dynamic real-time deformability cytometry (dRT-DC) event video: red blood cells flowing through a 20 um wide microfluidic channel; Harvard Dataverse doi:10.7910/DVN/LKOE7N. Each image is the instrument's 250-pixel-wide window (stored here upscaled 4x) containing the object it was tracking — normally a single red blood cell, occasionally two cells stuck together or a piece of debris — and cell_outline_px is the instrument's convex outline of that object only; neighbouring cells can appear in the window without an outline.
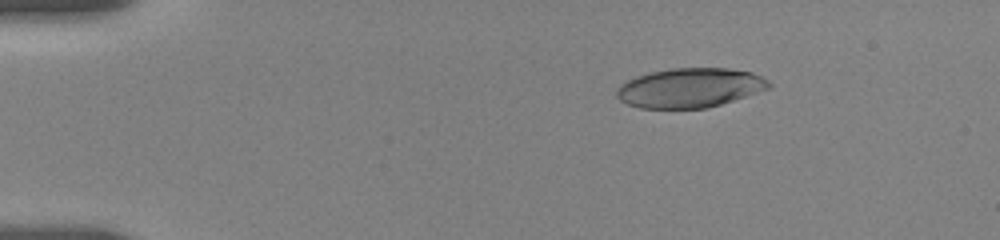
{"species": "human", "species_latin": "Homo sapiens", "temperature_condition": "room temperature", "stored_images_in_passage": 47, "camera_frame_rate_fps": 3000, "um_per_image_px": 0.085, "donor": {"sex": "female"}, "frame": {"image": 1, "passage_image": 20, "time_ms": 2.667, "image_size_px": [1000, 240], "cell_outline_px": [[772, 84], [768, 88], [708, 108], [640, 108], [628, 104], [620, 100], [616, 96], [616, 88], [620, 84], [636, 76], [652, 72], [672, 68], [728, 68], [752, 72], [768, 80]], "centroid_in_image_um": [58.6, 7.46], "position_along_channel_um": 26.4, "area_um2": 34.74}}
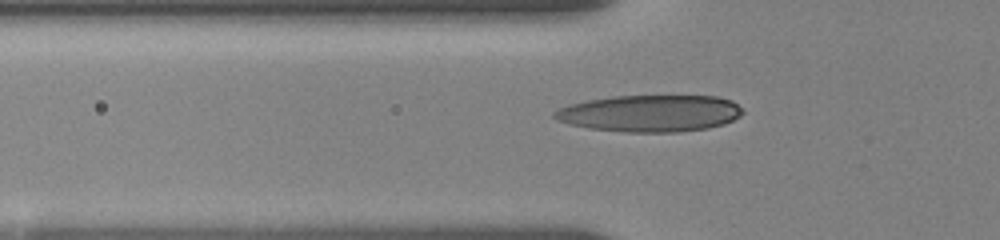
{"frame": {"image": 2, "passage_image": 41, "time_ms": 6.0, "image_size_px": [1000, 240], "cell_outline_px": [[744, 112], [740, 116], [724, 124], [708, 128], [676, 132], [628, 132], [588, 128], [568, 124], [556, 120], [552, 116], [552, 112], [568, 104], [588, 100], [616, 96], [716, 96], [732, 100], [744, 108]], "centroid_in_image_um": [55.27, 9.63], "position_along_channel_um": 70.5, "area_um2": 40.58}}
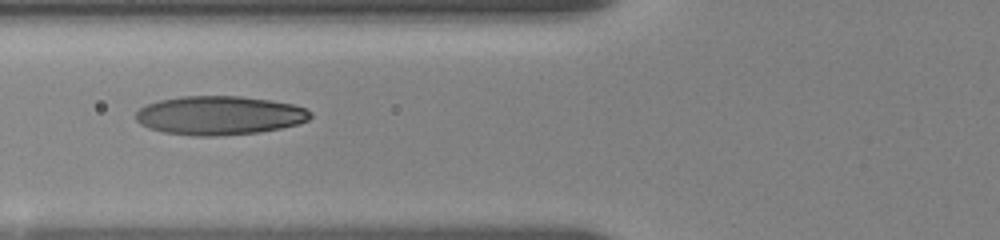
{"frame": {"image": 3, "passage_image": 46, "time_ms": 7.0, "image_size_px": [1000, 240], "cell_outline_px": [[312, 116], [308, 120], [296, 124], [280, 128], [260, 132], [216, 136], [196, 136], [164, 132], [148, 128], [140, 124], [136, 120], [136, 112], [140, 108], [148, 104], [160, 100], [180, 96], [240, 96], [268, 100], [292, 104], [304, 108], [312, 112]], "centroid_in_image_um": [18.63, 9.81], "position_along_channel_um": 107.2, "area_um2": 39.42}}